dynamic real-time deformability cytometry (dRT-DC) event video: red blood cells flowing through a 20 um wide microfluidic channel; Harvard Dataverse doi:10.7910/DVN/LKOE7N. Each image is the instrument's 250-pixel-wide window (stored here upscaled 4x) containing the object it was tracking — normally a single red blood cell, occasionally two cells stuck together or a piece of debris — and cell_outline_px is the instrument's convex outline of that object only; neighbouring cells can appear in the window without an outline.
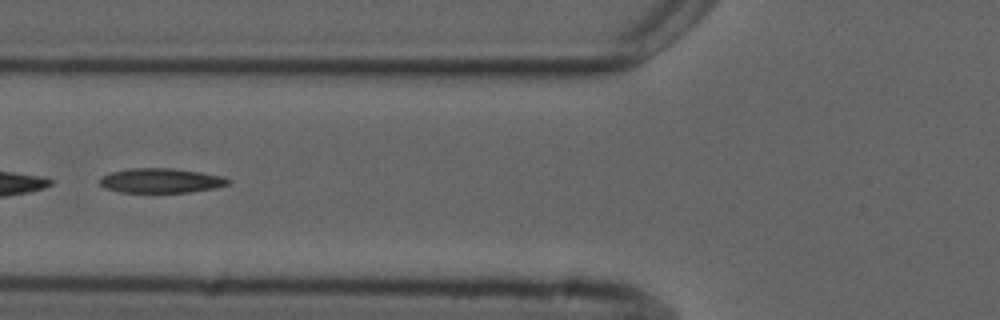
{"species": "common noctule bat (a hibernating species)", "species_latin": "Nyctalus noctula", "temperature_condition": "cold", "stored_images_in_passage": 27, "camera_frame_rate_fps": 3000, "um_per_image_px": 0.085, "animal": {"sex": "male", "forearm_length_mm": 52.5}, "frame": {"image": 1, "passage_image": 8, "time_ms": 2.333, "image_size_px": [1000, 320], "cell_outline_px": [[232, 180], [228, 184], [212, 188], [188, 192], [120, 192], [104, 188], [100, 184], [100, 176], [108, 172], [128, 168], [172, 168], [200, 172], [224, 176]], "centroid_in_image_um": [13.63, 15.34], "position_along_channel_um": 112.2, "area_um2": 18.5}}